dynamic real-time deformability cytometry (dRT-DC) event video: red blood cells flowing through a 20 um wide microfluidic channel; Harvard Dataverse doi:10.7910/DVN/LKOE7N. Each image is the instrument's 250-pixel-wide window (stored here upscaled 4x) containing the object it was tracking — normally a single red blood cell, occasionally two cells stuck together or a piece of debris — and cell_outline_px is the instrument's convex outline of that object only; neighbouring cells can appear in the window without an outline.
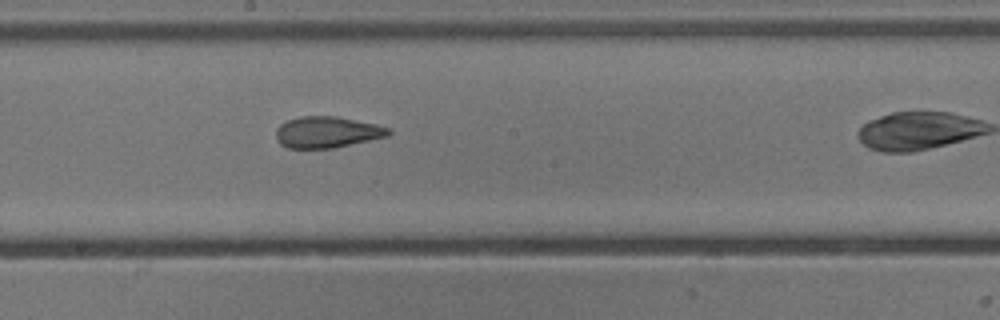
{"species": "common noctule bat (a hibernating species)", "species_latin": "Nyctalus noctula", "temperature_condition": "cold", "stored_images_in_passage": 11, "camera_frame_rate_fps": 3000, "um_per_image_px": 0.085, "animal": {"sex": "male", "body_mass_g": 13.3}, "frame": {"image": 1, "passage_image": 8, "time_ms": 8.667, "image_size_px": [1000, 320], "cell_outline_px": [[392, 132], [388, 136], [332, 148], [288, 148], [280, 144], [276, 140], [276, 128], [280, 124], [288, 120], [300, 116], [336, 116], [376, 124], [388, 128]], "centroid_in_image_um": [27.77, 11.23], "position_along_channel_um": 220.4, "area_um2": 20.46}}